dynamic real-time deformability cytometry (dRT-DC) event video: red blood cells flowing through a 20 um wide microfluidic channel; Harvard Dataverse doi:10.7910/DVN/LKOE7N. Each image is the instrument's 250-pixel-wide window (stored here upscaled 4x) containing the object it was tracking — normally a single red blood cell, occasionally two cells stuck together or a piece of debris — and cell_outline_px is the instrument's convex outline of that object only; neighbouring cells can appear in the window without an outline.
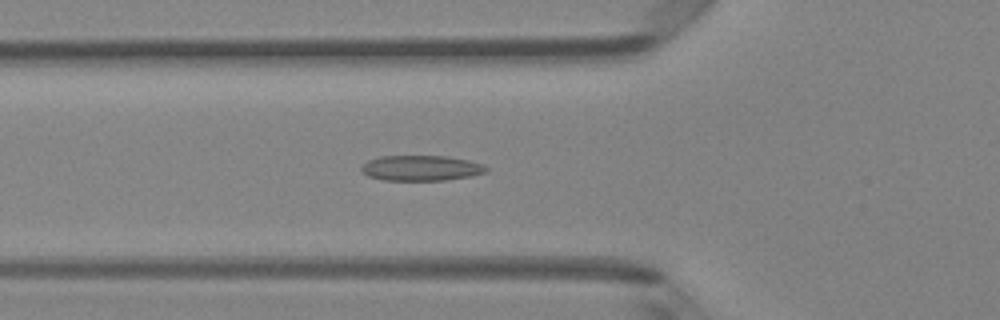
{"species": "Egyptian fruit bat (a non-hibernating species)", "species_latin": "Rousettus aegyptiacus", "temperature_condition": "room temperature", "stored_images_in_passage": 49, "camera_frame_rate_fps": 3000, "um_per_image_px": 0.085, "animal": {"sex": "female"}, "frame": {"image": 1, "passage_image": 17, "time_ms": 5.333, "image_size_px": [1000, 320], "cell_outline_px": [[488, 168], [484, 172], [472, 176], [444, 180], [384, 180], [368, 176], [360, 168], [368, 160], [380, 156], [448, 156], [468, 160], [484, 164]], "centroid_in_image_um": [35.81, 14.28], "position_along_channel_um": 90.0, "area_um2": 18.38}}
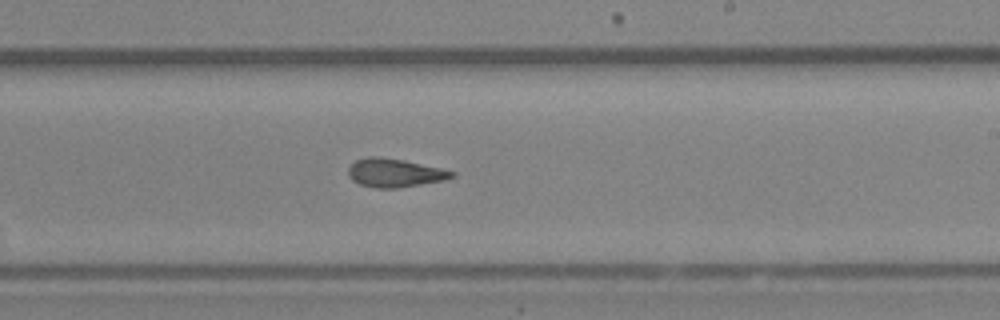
{"frame": {"image": 2, "passage_image": 29, "time_ms": 9.333, "image_size_px": [1000, 320], "cell_outline_px": [[456, 176], [444, 180], [396, 188], [376, 188], [360, 184], [352, 180], [348, 176], [348, 168], [356, 160], [368, 156], [380, 156], [404, 160], [444, 168], [456, 172]], "centroid_in_image_um": [33.57, 14.68], "position_along_channel_um": 255.4, "area_um2": 17.34}}
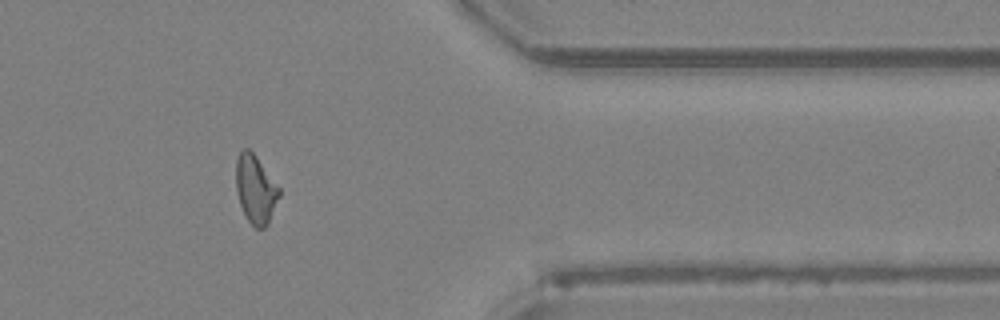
{"frame": {"image": 3, "passage_image": 40, "time_ms": 13.0, "image_size_px": [1000, 320], "cell_outline_px": [[280, 196], [268, 224], [264, 228], [256, 228], [248, 220], [240, 204], [236, 188], [236, 160], [240, 152], [244, 148], [248, 148], [256, 156], [280, 188]], "centroid_in_image_um": [21.73, 16.08], "position_along_channel_um": 389.7, "area_um2": 17.05}, "authors_computed_cell_mechanics": {"area_um2": 17.629, "velocity_mm_per_s": 4.1462, "shape_relaxation_time_tau1_ms": 6.5481, "shape_relaxation_time_tau2_ms": 1.8986, "deformation_change_tau1": 0.1768, "deformation_change_tau2": 0.1054}}